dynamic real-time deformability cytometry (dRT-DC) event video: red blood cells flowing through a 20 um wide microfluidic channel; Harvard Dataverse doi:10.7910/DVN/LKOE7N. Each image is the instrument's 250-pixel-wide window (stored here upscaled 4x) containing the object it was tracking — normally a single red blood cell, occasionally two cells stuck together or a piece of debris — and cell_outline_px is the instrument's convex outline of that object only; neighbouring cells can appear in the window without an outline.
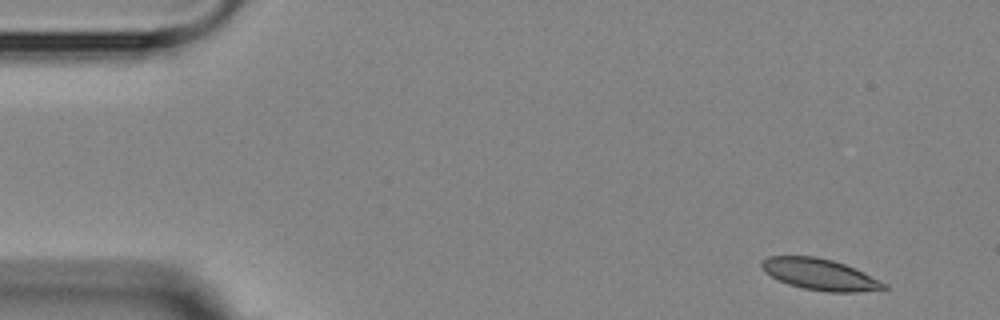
{"species": "Egyptian fruit bat (a non-hibernating species)", "species_latin": "Rousettus aegyptiacus", "temperature_condition": "room temperature", "stored_images_in_passage": 5, "camera_frame_rate_fps": 3000, "um_per_image_px": 0.085, "animal": {"sex": "female"}, "frame": {"image": 1, "passage_image": 1, "time_ms": 0.0, "image_size_px": [1000, 320], "cell_outline_px": [[888, 288], [884, 292], [828, 292], [804, 288], [788, 284], [764, 272], [760, 264], [768, 256], [816, 256], [832, 260], [844, 264], [888, 284]], "centroid_in_image_um": [69.76, 23.35], "position_along_channel_um": 15.2, "area_um2": 22.37}}